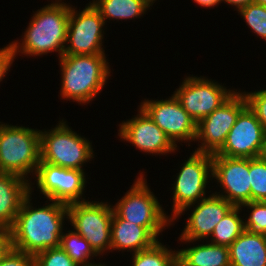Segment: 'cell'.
<instances>
[{"label":"cell","mask_w":266,"mask_h":266,"mask_svg":"<svg viewBox=\"0 0 266 266\" xmlns=\"http://www.w3.org/2000/svg\"><path fill=\"white\" fill-rule=\"evenodd\" d=\"M157 241L152 247L132 254V266H178L177 250Z\"/></svg>","instance_id":"25"},{"label":"cell","mask_w":266,"mask_h":266,"mask_svg":"<svg viewBox=\"0 0 266 266\" xmlns=\"http://www.w3.org/2000/svg\"><path fill=\"white\" fill-rule=\"evenodd\" d=\"M33 13L20 41L17 38L9 43L15 57L18 54L27 58L40 57L57 52L60 59L64 55L67 41L70 3L51 1Z\"/></svg>","instance_id":"2"},{"label":"cell","mask_w":266,"mask_h":266,"mask_svg":"<svg viewBox=\"0 0 266 266\" xmlns=\"http://www.w3.org/2000/svg\"><path fill=\"white\" fill-rule=\"evenodd\" d=\"M147 6L151 8L157 0H142Z\"/></svg>","instance_id":"36"},{"label":"cell","mask_w":266,"mask_h":266,"mask_svg":"<svg viewBox=\"0 0 266 266\" xmlns=\"http://www.w3.org/2000/svg\"><path fill=\"white\" fill-rule=\"evenodd\" d=\"M66 122L63 118L54 128L40 130V163L85 170L86 163L95 157L92 142Z\"/></svg>","instance_id":"5"},{"label":"cell","mask_w":266,"mask_h":266,"mask_svg":"<svg viewBox=\"0 0 266 266\" xmlns=\"http://www.w3.org/2000/svg\"><path fill=\"white\" fill-rule=\"evenodd\" d=\"M194 2L200 7L213 9V7L220 5L222 3V0H194Z\"/></svg>","instance_id":"35"},{"label":"cell","mask_w":266,"mask_h":266,"mask_svg":"<svg viewBox=\"0 0 266 266\" xmlns=\"http://www.w3.org/2000/svg\"><path fill=\"white\" fill-rule=\"evenodd\" d=\"M138 175L124 196L112 204L113 210L121 219L145 227L159 241L172 220L147 184L145 172L140 171Z\"/></svg>","instance_id":"6"},{"label":"cell","mask_w":266,"mask_h":266,"mask_svg":"<svg viewBox=\"0 0 266 266\" xmlns=\"http://www.w3.org/2000/svg\"><path fill=\"white\" fill-rule=\"evenodd\" d=\"M228 248L231 266H266L265 234L245 230Z\"/></svg>","instance_id":"21"},{"label":"cell","mask_w":266,"mask_h":266,"mask_svg":"<svg viewBox=\"0 0 266 266\" xmlns=\"http://www.w3.org/2000/svg\"><path fill=\"white\" fill-rule=\"evenodd\" d=\"M86 174L84 170L68 169L49 163H39L34 182L43 198L66 205L87 201Z\"/></svg>","instance_id":"12"},{"label":"cell","mask_w":266,"mask_h":266,"mask_svg":"<svg viewBox=\"0 0 266 266\" xmlns=\"http://www.w3.org/2000/svg\"><path fill=\"white\" fill-rule=\"evenodd\" d=\"M158 240L145 228L121 219L114 211L111 223V250L136 253L152 247Z\"/></svg>","instance_id":"19"},{"label":"cell","mask_w":266,"mask_h":266,"mask_svg":"<svg viewBox=\"0 0 266 266\" xmlns=\"http://www.w3.org/2000/svg\"><path fill=\"white\" fill-rule=\"evenodd\" d=\"M236 89L204 76H185L173 93L183 109L198 123L223 104Z\"/></svg>","instance_id":"11"},{"label":"cell","mask_w":266,"mask_h":266,"mask_svg":"<svg viewBox=\"0 0 266 266\" xmlns=\"http://www.w3.org/2000/svg\"><path fill=\"white\" fill-rule=\"evenodd\" d=\"M253 3L266 6V0H253Z\"/></svg>","instance_id":"37"},{"label":"cell","mask_w":266,"mask_h":266,"mask_svg":"<svg viewBox=\"0 0 266 266\" xmlns=\"http://www.w3.org/2000/svg\"><path fill=\"white\" fill-rule=\"evenodd\" d=\"M76 9L70 4L64 55L105 54L103 40L107 28L100 12L89 3L83 10Z\"/></svg>","instance_id":"9"},{"label":"cell","mask_w":266,"mask_h":266,"mask_svg":"<svg viewBox=\"0 0 266 266\" xmlns=\"http://www.w3.org/2000/svg\"><path fill=\"white\" fill-rule=\"evenodd\" d=\"M52 2H61V3H63L64 1L63 0H55V1L52 0Z\"/></svg>","instance_id":"40"},{"label":"cell","mask_w":266,"mask_h":266,"mask_svg":"<svg viewBox=\"0 0 266 266\" xmlns=\"http://www.w3.org/2000/svg\"><path fill=\"white\" fill-rule=\"evenodd\" d=\"M251 201H266V160L249 158Z\"/></svg>","instance_id":"26"},{"label":"cell","mask_w":266,"mask_h":266,"mask_svg":"<svg viewBox=\"0 0 266 266\" xmlns=\"http://www.w3.org/2000/svg\"><path fill=\"white\" fill-rule=\"evenodd\" d=\"M249 108L256 114L258 120L262 124V127L266 131V89L260 88L255 91H243Z\"/></svg>","instance_id":"30"},{"label":"cell","mask_w":266,"mask_h":266,"mask_svg":"<svg viewBox=\"0 0 266 266\" xmlns=\"http://www.w3.org/2000/svg\"><path fill=\"white\" fill-rule=\"evenodd\" d=\"M179 241L186 245L188 243L190 247H183L184 249L177 250L178 266H231L229 248L227 246L216 245L207 240L206 242L203 240V244H199L200 240ZM189 243H192L193 246Z\"/></svg>","instance_id":"20"},{"label":"cell","mask_w":266,"mask_h":266,"mask_svg":"<svg viewBox=\"0 0 266 266\" xmlns=\"http://www.w3.org/2000/svg\"><path fill=\"white\" fill-rule=\"evenodd\" d=\"M32 184L35 183L30 182V194L23 200L9 232L13 249L34 256L60 246L68 210L66 204L48 199L43 206L34 207L32 193L36 187Z\"/></svg>","instance_id":"1"},{"label":"cell","mask_w":266,"mask_h":266,"mask_svg":"<svg viewBox=\"0 0 266 266\" xmlns=\"http://www.w3.org/2000/svg\"><path fill=\"white\" fill-rule=\"evenodd\" d=\"M266 131L256 114L247 106L229 131L222 148L213 155L238 158L261 157Z\"/></svg>","instance_id":"16"},{"label":"cell","mask_w":266,"mask_h":266,"mask_svg":"<svg viewBox=\"0 0 266 266\" xmlns=\"http://www.w3.org/2000/svg\"><path fill=\"white\" fill-rule=\"evenodd\" d=\"M222 2L226 3L227 5L234 6V11L235 8L238 11L239 9L253 3V0H222Z\"/></svg>","instance_id":"34"},{"label":"cell","mask_w":266,"mask_h":266,"mask_svg":"<svg viewBox=\"0 0 266 266\" xmlns=\"http://www.w3.org/2000/svg\"><path fill=\"white\" fill-rule=\"evenodd\" d=\"M89 4H93L100 12L106 25L111 20L127 21L141 18L149 9H152L142 0H92Z\"/></svg>","instance_id":"22"},{"label":"cell","mask_w":266,"mask_h":266,"mask_svg":"<svg viewBox=\"0 0 266 266\" xmlns=\"http://www.w3.org/2000/svg\"><path fill=\"white\" fill-rule=\"evenodd\" d=\"M248 106L245 95L239 89L211 114L197 123L195 142L197 152L216 154L224 145L227 135L239 114ZM201 143V144H199Z\"/></svg>","instance_id":"10"},{"label":"cell","mask_w":266,"mask_h":266,"mask_svg":"<svg viewBox=\"0 0 266 266\" xmlns=\"http://www.w3.org/2000/svg\"><path fill=\"white\" fill-rule=\"evenodd\" d=\"M180 167L170 188L172 209L169 218L173 220L184 208L204 199L207 185L212 181V154L193 151Z\"/></svg>","instance_id":"8"},{"label":"cell","mask_w":266,"mask_h":266,"mask_svg":"<svg viewBox=\"0 0 266 266\" xmlns=\"http://www.w3.org/2000/svg\"><path fill=\"white\" fill-rule=\"evenodd\" d=\"M247 208L248 217L244 219L245 230L265 234L266 233V201H250L240 206ZM250 210V211H249ZM250 212V213H249Z\"/></svg>","instance_id":"28"},{"label":"cell","mask_w":266,"mask_h":266,"mask_svg":"<svg viewBox=\"0 0 266 266\" xmlns=\"http://www.w3.org/2000/svg\"><path fill=\"white\" fill-rule=\"evenodd\" d=\"M242 210L244 209L240 206H234L222 218V220L216 224L210 238H208L207 241L216 245L229 247L245 231L243 218L246 215H240Z\"/></svg>","instance_id":"23"},{"label":"cell","mask_w":266,"mask_h":266,"mask_svg":"<svg viewBox=\"0 0 266 266\" xmlns=\"http://www.w3.org/2000/svg\"><path fill=\"white\" fill-rule=\"evenodd\" d=\"M66 232L63 231L60 247L67 255L79 266H88L96 263L93 258L96 259L99 255L94 251L89 242L73 228Z\"/></svg>","instance_id":"24"},{"label":"cell","mask_w":266,"mask_h":266,"mask_svg":"<svg viewBox=\"0 0 266 266\" xmlns=\"http://www.w3.org/2000/svg\"><path fill=\"white\" fill-rule=\"evenodd\" d=\"M262 157L266 160V137H265V145H264V150L262 153Z\"/></svg>","instance_id":"38"},{"label":"cell","mask_w":266,"mask_h":266,"mask_svg":"<svg viewBox=\"0 0 266 266\" xmlns=\"http://www.w3.org/2000/svg\"><path fill=\"white\" fill-rule=\"evenodd\" d=\"M234 207V205L215 193L206 196L195 204L184 208L173 220L175 221L190 211L185 227L180 234L179 240H207L216 224ZM193 208V209H192ZM190 215V216H189Z\"/></svg>","instance_id":"17"},{"label":"cell","mask_w":266,"mask_h":266,"mask_svg":"<svg viewBox=\"0 0 266 266\" xmlns=\"http://www.w3.org/2000/svg\"><path fill=\"white\" fill-rule=\"evenodd\" d=\"M237 12L245 20L244 22L252 30L251 32L266 42V6L251 3Z\"/></svg>","instance_id":"27"},{"label":"cell","mask_w":266,"mask_h":266,"mask_svg":"<svg viewBox=\"0 0 266 266\" xmlns=\"http://www.w3.org/2000/svg\"><path fill=\"white\" fill-rule=\"evenodd\" d=\"M11 248L12 244L9 230L0 228V261Z\"/></svg>","instance_id":"33"},{"label":"cell","mask_w":266,"mask_h":266,"mask_svg":"<svg viewBox=\"0 0 266 266\" xmlns=\"http://www.w3.org/2000/svg\"><path fill=\"white\" fill-rule=\"evenodd\" d=\"M212 180L221 188L214 193L234 206L251 201L249 158L212 155Z\"/></svg>","instance_id":"15"},{"label":"cell","mask_w":266,"mask_h":266,"mask_svg":"<svg viewBox=\"0 0 266 266\" xmlns=\"http://www.w3.org/2000/svg\"><path fill=\"white\" fill-rule=\"evenodd\" d=\"M106 54L63 55L59 60L61 100L87 105L101 93L111 77Z\"/></svg>","instance_id":"3"},{"label":"cell","mask_w":266,"mask_h":266,"mask_svg":"<svg viewBox=\"0 0 266 266\" xmlns=\"http://www.w3.org/2000/svg\"><path fill=\"white\" fill-rule=\"evenodd\" d=\"M108 201H83L67 205L68 223L100 256L111 250L113 206Z\"/></svg>","instance_id":"7"},{"label":"cell","mask_w":266,"mask_h":266,"mask_svg":"<svg viewBox=\"0 0 266 266\" xmlns=\"http://www.w3.org/2000/svg\"><path fill=\"white\" fill-rule=\"evenodd\" d=\"M30 194V181L0 172V228L9 230L16 219L23 200Z\"/></svg>","instance_id":"18"},{"label":"cell","mask_w":266,"mask_h":266,"mask_svg":"<svg viewBox=\"0 0 266 266\" xmlns=\"http://www.w3.org/2000/svg\"><path fill=\"white\" fill-rule=\"evenodd\" d=\"M15 59L13 48L10 44L0 48V82L6 77L8 71L10 72V68Z\"/></svg>","instance_id":"32"},{"label":"cell","mask_w":266,"mask_h":266,"mask_svg":"<svg viewBox=\"0 0 266 266\" xmlns=\"http://www.w3.org/2000/svg\"><path fill=\"white\" fill-rule=\"evenodd\" d=\"M88 266H107V264L106 263H94V264H92V265H88Z\"/></svg>","instance_id":"39"},{"label":"cell","mask_w":266,"mask_h":266,"mask_svg":"<svg viewBox=\"0 0 266 266\" xmlns=\"http://www.w3.org/2000/svg\"><path fill=\"white\" fill-rule=\"evenodd\" d=\"M40 161V130L0 121V172L31 182Z\"/></svg>","instance_id":"4"},{"label":"cell","mask_w":266,"mask_h":266,"mask_svg":"<svg viewBox=\"0 0 266 266\" xmlns=\"http://www.w3.org/2000/svg\"><path fill=\"white\" fill-rule=\"evenodd\" d=\"M34 266H79L59 246L34 255Z\"/></svg>","instance_id":"29"},{"label":"cell","mask_w":266,"mask_h":266,"mask_svg":"<svg viewBox=\"0 0 266 266\" xmlns=\"http://www.w3.org/2000/svg\"><path fill=\"white\" fill-rule=\"evenodd\" d=\"M0 266H34V256L11 248L0 261Z\"/></svg>","instance_id":"31"},{"label":"cell","mask_w":266,"mask_h":266,"mask_svg":"<svg viewBox=\"0 0 266 266\" xmlns=\"http://www.w3.org/2000/svg\"><path fill=\"white\" fill-rule=\"evenodd\" d=\"M138 107L136 115L126 121L123 120L118 125L117 136L141 152L154 156L173 154L178 151L179 146L170 140L140 106Z\"/></svg>","instance_id":"14"},{"label":"cell","mask_w":266,"mask_h":266,"mask_svg":"<svg viewBox=\"0 0 266 266\" xmlns=\"http://www.w3.org/2000/svg\"><path fill=\"white\" fill-rule=\"evenodd\" d=\"M140 106L149 117L159 126L170 140L178 146L182 142L190 145L196 139L197 123L183 109L176 97L171 94L166 99L141 100Z\"/></svg>","instance_id":"13"}]
</instances>
